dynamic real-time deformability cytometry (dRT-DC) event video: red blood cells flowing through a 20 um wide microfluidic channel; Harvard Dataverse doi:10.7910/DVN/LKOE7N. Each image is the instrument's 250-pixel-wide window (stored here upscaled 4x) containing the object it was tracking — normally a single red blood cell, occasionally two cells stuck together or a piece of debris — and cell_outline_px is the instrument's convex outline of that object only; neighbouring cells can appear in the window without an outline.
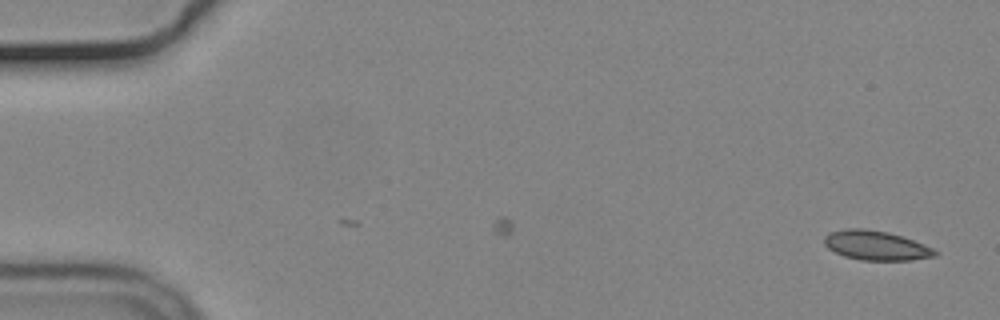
{"species": "common noctule bat (a hibernating species)", "species_latin": "Nyctalus noctula", "temperature_condition": "cold", "stored_images_in_passage": 46, "camera_frame_rate_fps": 3000, "um_per_image_px": 0.085, "animal": {"sex": "male", "body_mass_g": 19.2, "forearm_length_mm": 51.8}, "frame": {"image": 1, "passage_image": 1, "time_ms": 0.0, "image_size_px": [1000, 320], "cell_outline_px": [[940, 252], [936, 256], [912, 260], [860, 260], [844, 256], [828, 248], [824, 244], [824, 236], [828, 232], [848, 228], [864, 228], [888, 232], [924, 244]], "centroid_in_image_um": [74.45, 20.86], "position_along_channel_um": 10.5, "area_um2": 19.02}}
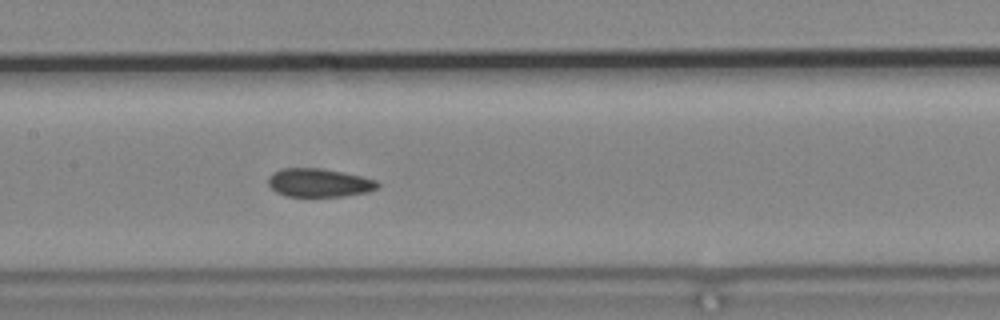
{"frame": {"image": 2, "passage_image": 26, "time_ms": 8.333, "image_size_px": [1000, 320], "cell_outline_px": [[380, 184], [376, 188], [368, 192], [344, 196], [284, 196], [276, 192], [268, 184], [268, 176], [272, 172], [284, 168], [320, 168], [344, 172], [376, 180]], "centroid_in_image_um": [27.09, 15.53], "position_along_channel_um": 180.3, "area_um2": 18.15}}
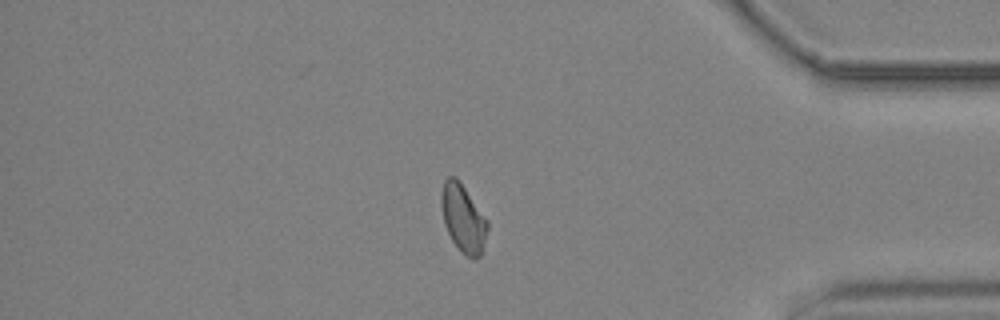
{"frame": {"image": 3, "passage_image": 46, "time_ms": 15.0, "image_size_px": [1000, 320], "cell_outline_px": [[488, 228], [480, 256], [472, 260], [464, 256], [460, 252], [452, 240], [444, 224], [440, 204], [440, 192], [444, 180], [448, 176], [456, 176], [460, 180], [488, 220]], "centroid_in_image_um": [39.35, 18.54], "position_along_channel_um": 395.9, "area_um2": 18.67}, "authors_computed_cell_mechanics": {"area_um2": 18.6694, "velocity_mm_per_s": 3.6877, "shape_relaxation_time_tau1_ms": null, "shape_relaxation_time_tau2_ms": 3.4928, "deformation_change_tau1": null, "deformation_change_tau2": 0.0738}}